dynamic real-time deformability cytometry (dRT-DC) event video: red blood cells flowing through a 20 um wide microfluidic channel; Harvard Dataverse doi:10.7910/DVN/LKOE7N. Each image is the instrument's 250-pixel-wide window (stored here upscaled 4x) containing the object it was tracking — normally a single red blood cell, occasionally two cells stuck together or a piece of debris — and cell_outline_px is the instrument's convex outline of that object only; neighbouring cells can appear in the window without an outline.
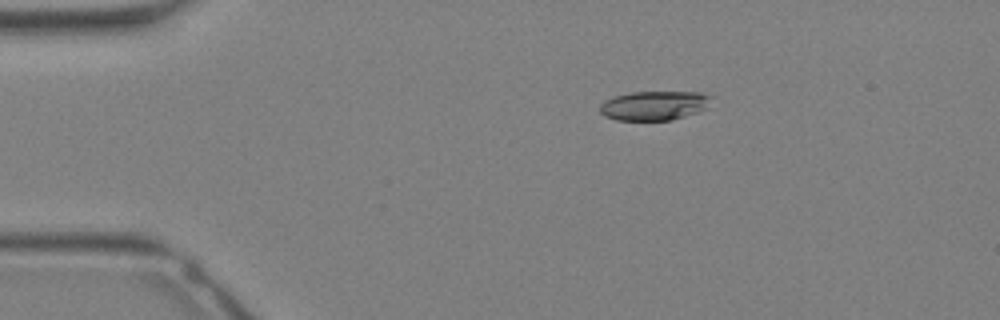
{"species": "Egyptian fruit bat (a non-hibernating species)", "species_latin": "Rousettus aegyptiacus", "temperature_condition": "warm", "stored_images_in_passage": 17, "camera_frame_rate_fps": 3000, "um_per_image_px": 0.085, "animal": {"sex": "female"}, "frame": {"image": 1, "passage_image": 1, "time_ms": 0.0, "image_size_px": [1000, 320], "cell_outline_px": [[716, 96], [704, 108], [696, 112], [672, 120], [616, 120], [604, 116], [600, 112], [600, 104], [604, 100], [616, 96], [632, 92], [700, 92]], "centroid_in_image_um": [55.61, 8.96], "position_along_channel_um": 29.4, "area_um2": 19.02}}
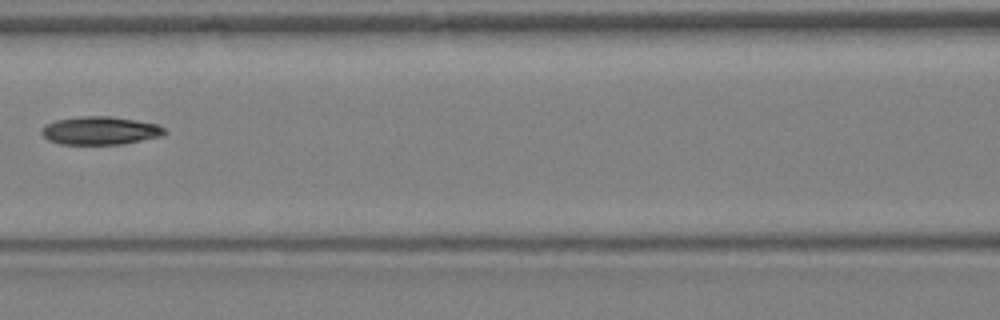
{"frame": {"image": 2, "passage_image": 10, "time_ms": 3.0, "image_size_px": [1000, 320], "cell_outline_px": [[168, 132], [164, 136], [124, 144], [60, 144], [48, 140], [40, 132], [40, 128], [44, 124], [56, 120], [80, 116], [108, 116], [136, 120], [156, 124], [164, 128]], "centroid_in_image_um": [8.51, 11.1], "position_along_channel_um": 158.1, "area_um2": 20.4}}
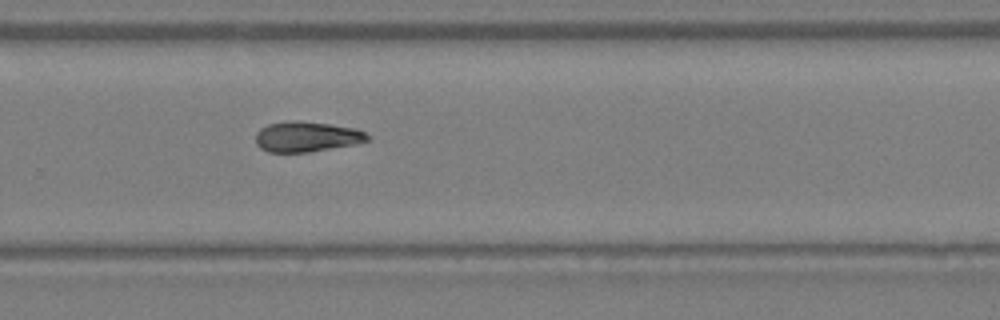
{"frame": {"image": 3, "passage_image": 17, "time_ms": 5.333, "image_size_px": [1000, 320], "cell_outline_px": [[372, 136], [368, 140], [356, 144], [308, 152], [268, 152], [260, 148], [256, 144], [256, 132], [260, 128], [268, 124], [292, 120], [296, 120], [328, 124], [356, 128]], "centroid_in_image_um": [26.06, 11.62], "position_along_channel_um": 303.7, "area_um2": 19.83}}